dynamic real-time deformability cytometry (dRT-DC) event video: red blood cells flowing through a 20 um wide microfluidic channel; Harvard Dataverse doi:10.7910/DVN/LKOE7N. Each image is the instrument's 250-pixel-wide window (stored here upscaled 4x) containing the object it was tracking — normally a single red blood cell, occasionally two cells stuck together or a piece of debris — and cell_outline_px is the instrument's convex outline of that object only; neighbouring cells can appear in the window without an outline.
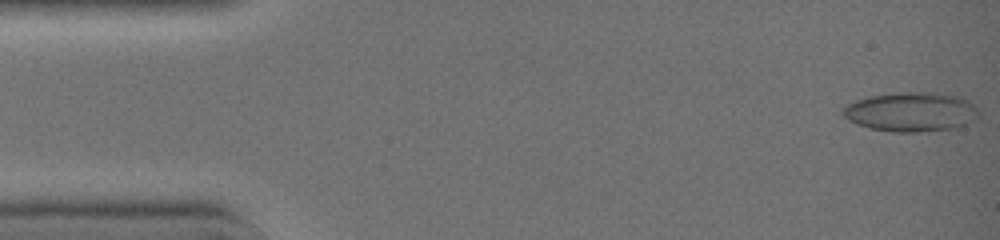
{"species": "common noctule bat (a hibernating species)", "species_latin": "Nyctalus noctula", "temperature_condition": "warm", "stored_images_in_passage": 9, "camera_frame_rate_fps": 3000, "um_per_image_px": 0.085, "animal": {"sex": "female", "body_mass_g": 19.0, "forearm_length_mm": 51.5}, "frame": {"image": 1, "passage_image": 1, "time_ms": 0.0, "image_size_px": [1000, 240], "cell_outline_px": [[976, 108], [972, 120], [964, 124], [952, 128], [916, 132], [892, 132], [872, 128], [860, 124], [844, 116], [844, 108], [848, 104], [856, 100], [872, 96], [908, 92], [952, 96], [964, 100], [972, 104]], "centroid_in_image_um": [77.38, 9.53], "position_along_channel_um": 7.6, "area_um2": 29.48}}